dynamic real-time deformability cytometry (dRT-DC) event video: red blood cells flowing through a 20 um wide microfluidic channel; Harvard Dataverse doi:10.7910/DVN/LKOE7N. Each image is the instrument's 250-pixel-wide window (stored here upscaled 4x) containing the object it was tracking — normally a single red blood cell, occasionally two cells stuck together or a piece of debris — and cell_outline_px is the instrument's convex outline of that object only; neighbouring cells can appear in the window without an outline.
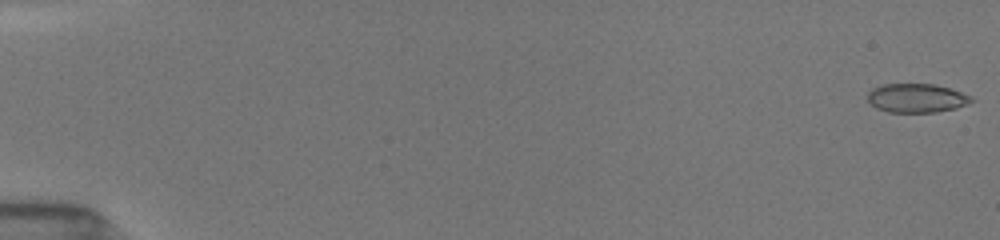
{"species": "common noctule bat (a hibernating species)", "species_latin": "Nyctalus noctula", "temperature_condition": "room temperature", "stored_images_in_passage": 44, "camera_frame_rate_fps": 3000, "um_per_image_px": 0.085, "animal": {"sex": "female", "body_mass_g": 19.5, "forearm_length_mm": 54.1}, "frame": {"image": 1, "passage_image": 1, "time_ms": 0.0, "image_size_px": [1000, 240], "cell_outline_px": [[976, 100], [968, 104], [956, 108], [936, 112], [888, 112], [876, 108], [868, 100], [868, 92], [872, 88], [884, 84], [932, 84], [948, 88], [972, 96]], "centroid_in_image_um": [77.92, 8.34], "position_along_channel_um": 7.1, "area_um2": 17.46}}
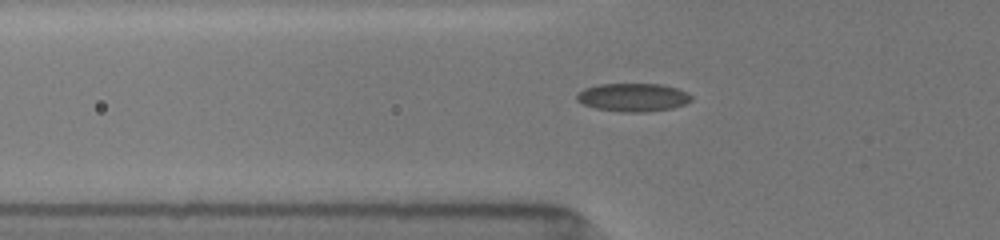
{"frame": {"image": 2, "passage_image": 38, "time_ms": 6.0, "image_size_px": [1000, 240], "cell_outline_px": [[692, 100], [684, 104], [672, 108], [648, 112], [624, 112], [596, 108], [584, 104], [576, 100], [576, 96], [584, 88], [600, 84], [660, 84], [676, 88], [688, 92], [692, 96]], "centroid_in_image_um": [53.83, 8.27], "position_along_channel_um": 72.0, "area_um2": 18.79}}
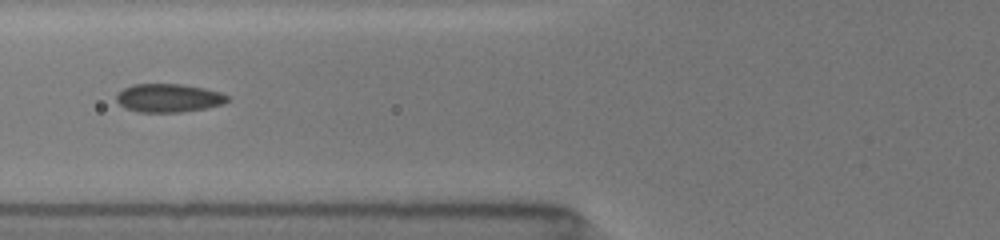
{"frame": {"image": 3, "passage_image": 43, "time_ms": 7.0, "image_size_px": [1000, 240], "cell_outline_px": [[228, 100], [224, 104], [204, 108], [180, 112], [140, 112], [124, 108], [116, 100], [116, 96], [124, 88], [132, 84], [184, 84], [204, 88], [220, 92], [228, 96]], "centroid_in_image_um": [14.33, 8.32], "position_along_channel_um": 111.5, "area_um2": 18.32}}